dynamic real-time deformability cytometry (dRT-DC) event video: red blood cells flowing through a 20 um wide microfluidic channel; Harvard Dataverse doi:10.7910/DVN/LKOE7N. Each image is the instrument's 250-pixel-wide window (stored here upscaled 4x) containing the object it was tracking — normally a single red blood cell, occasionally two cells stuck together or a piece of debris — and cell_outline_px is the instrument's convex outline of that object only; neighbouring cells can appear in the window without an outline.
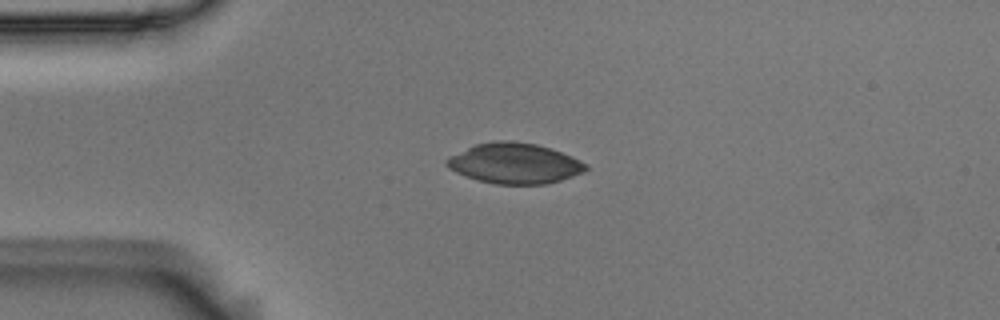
{"species": "Egyptian fruit bat (a non-hibernating species)", "species_latin": "Rousettus aegyptiacus", "temperature_condition": "room temperature", "stored_images_in_passage": 41, "camera_frame_rate_fps": 3000, "um_per_image_px": 0.085, "animal": {"sex": "male"}, "frame": {"image": 1, "passage_image": 5, "time_ms": 1.333, "image_size_px": [1000, 320], "cell_outline_px": [[588, 168], [584, 172], [560, 180], [544, 184], [496, 184], [480, 180], [456, 172], [448, 168], [444, 164], [444, 160], [448, 156], [476, 144], [496, 140], [512, 140], [536, 144], [552, 148], [572, 156], [588, 164]], "centroid_in_image_um": [43.74, 13.87], "position_along_channel_um": 41.3, "area_um2": 32.89}}
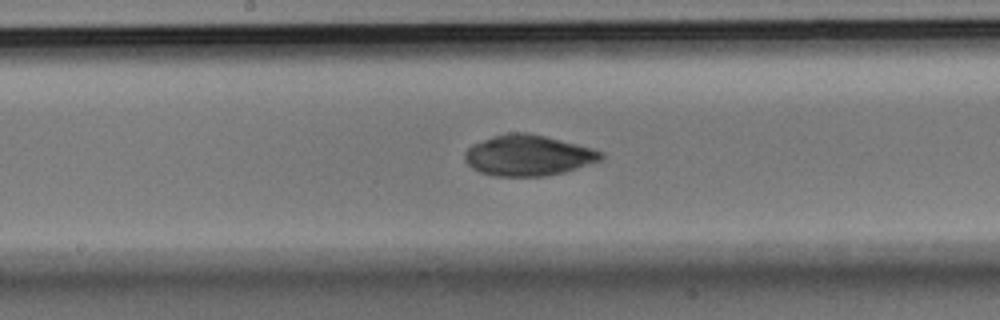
{"frame": {"image": 2, "passage_image": 20, "time_ms": 6.333, "image_size_px": [1000, 320], "cell_outline_px": [[604, 160], [564, 172], [544, 176], [492, 176], [480, 172], [472, 168], [464, 160], [464, 152], [472, 144], [508, 132], [528, 132], [592, 148], [604, 152]], "centroid_in_image_um": [44.91, 13.22], "position_along_channel_um": 203.3, "area_um2": 32.37}}
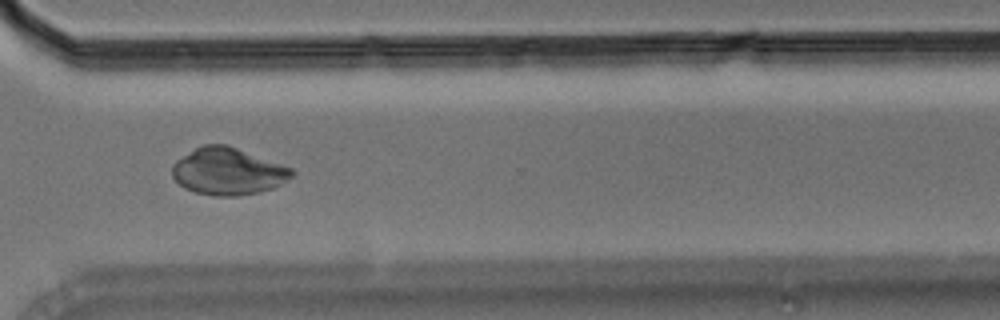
{"frame": {"image": 3, "passage_image": 32, "time_ms": 10.333, "image_size_px": [1000, 320], "cell_outline_px": [[296, 172], [292, 176], [280, 184], [272, 188], [260, 192], [236, 196], [212, 196], [196, 192], [184, 188], [172, 176], [172, 164], [176, 160], [196, 148], [204, 144], [228, 144], [292, 168]], "centroid_in_image_um": [19.37, 14.56], "position_along_channel_um": 351.2, "area_um2": 32.77}}